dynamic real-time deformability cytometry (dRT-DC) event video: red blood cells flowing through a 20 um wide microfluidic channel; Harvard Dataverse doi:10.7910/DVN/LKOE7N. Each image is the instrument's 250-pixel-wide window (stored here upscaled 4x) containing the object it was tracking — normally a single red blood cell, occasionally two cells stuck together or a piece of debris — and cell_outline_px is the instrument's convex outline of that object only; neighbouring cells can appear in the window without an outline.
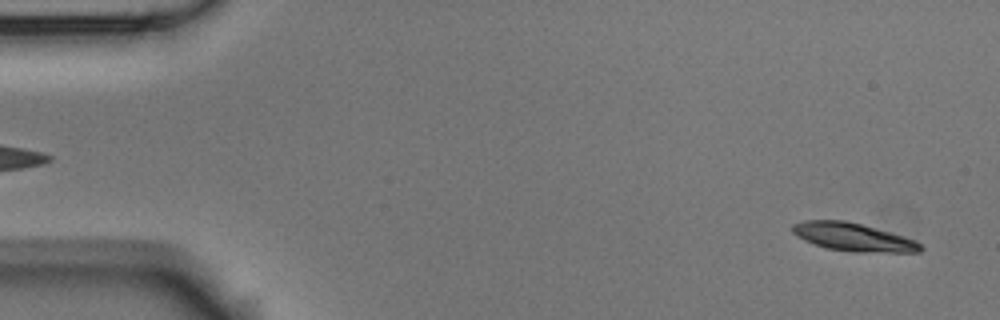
{"species": "Egyptian fruit bat (a non-hibernating species)", "species_latin": "Rousettus aegyptiacus", "temperature_condition": "room temperature", "stored_images_in_passage": 14, "camera_frame_rate_fps": 3000, "um_per_image_px": 0.085, "animal": {"sex": "male"}, "frame": {"image": 1, "passage_image": 2, "time_ms": 0.333, "image_size_px": [1000, 320], "cell_outline_px": [[924, 248], [920, 252], [856, 252], [828, 248], [804, 240], [796, 236], [792, 232], [792, 224], [804, 220], [844, 220], [860, 224], [904, 236], [916, 240]], "centroid_in_image_um": [72.52, 20.15], "position_along_channel_um": 12.5, "area_um2": 20.81}}
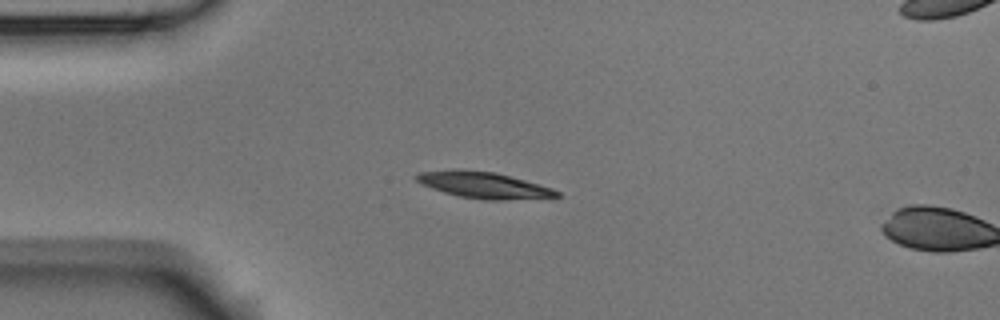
{"frame": {"image": 2, "passage_image": 13, "time_ms": 4.0, "image_size_px": [1000, 320], "cell_outline_px": [[560, 196], [504, 200], [484, 200], [460, 196], [444, 192], [420, 184], [412, 176], [420, 172], [452, 168], [456, 168], [496, 172], [552, 188], [560, 192]], "centroid_in_image_um": [41.04, 15.71], "position_along_channel_um": 44.0, "area_um2": 21.62}}